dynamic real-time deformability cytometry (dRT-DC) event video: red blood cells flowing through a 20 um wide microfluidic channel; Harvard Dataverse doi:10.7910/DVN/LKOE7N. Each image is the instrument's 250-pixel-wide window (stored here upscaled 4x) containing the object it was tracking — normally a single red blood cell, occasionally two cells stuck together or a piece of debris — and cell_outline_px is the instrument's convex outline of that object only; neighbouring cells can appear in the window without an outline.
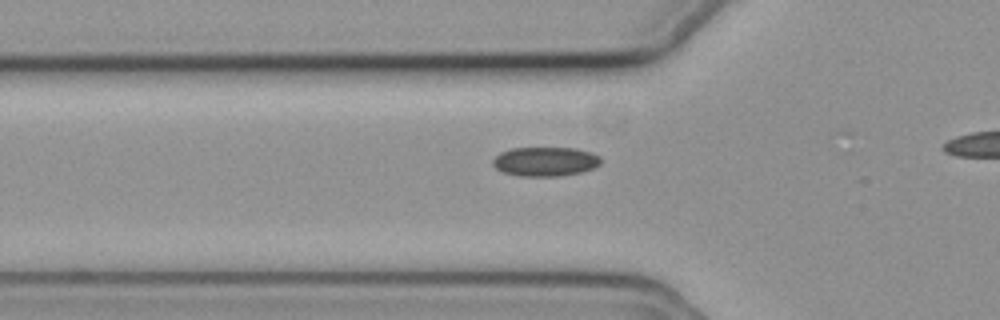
{"species": "common noctule bat (a hibernating species)", "species_latin": "Nyctalus noctula", "temperature_condition": "cold", "stored_images_in_passage": 40, "camera_frame_rate_fps": 3000, "um_per_image_px": 0.085, "animal": {"sex": "female", "body_mass_g": 19.3, "forearm_length_mm": 54.1}, "frame": {"image": 1, "passage_image": 14, "time_ms": 4.333, "image_size_px": [1000, 320], "cell_outline_px": [[600, 164], [592, 168], [580, 172], [560, 176], [520, 176], [504, 172], [496, 168], [492, 164], [492, 160], [500, 152], [512, 148], [576, 148], [592, 152], [600, 156]], "centroid_in_image_um": [46.34, 13.72], "position_along_channel_um": 79.5, "area_um2": 18.38}}
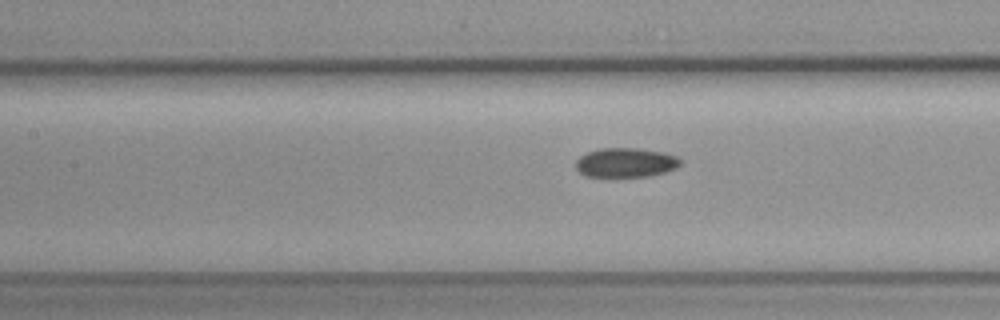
{"frame": {"image": 2, "passage_image": 20, "time_ms": 6.333, "image_size_px": [1000, 320], "cell_outline_px": [[680, 164], [676, 168], [664, 172], [648, 176], [584, 176], [576, 168], [576, 160], [580, 156], [588, 152], [600, 148], [640, 148], [664, 152], [676, 156], [680, 160]], "centroid_in_image_um": [53.18, 13.81], "position_along_channel_um": 154.2, "area_um2": 17.8}}
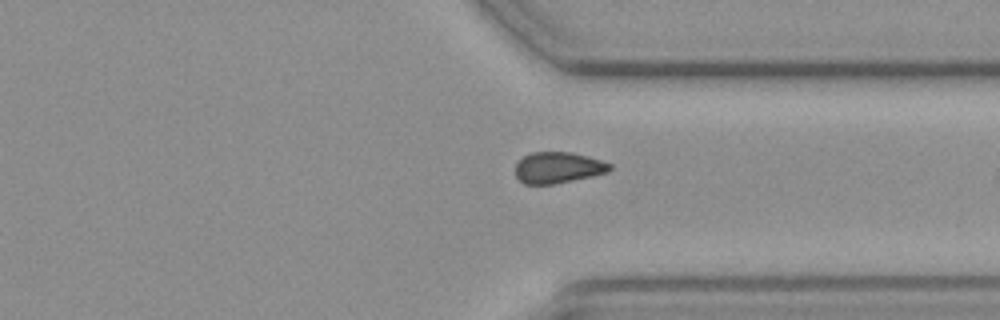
{"frame": {"image": 3, "passage_image": 37, "time_ms": 12.0, "image_size_px": [1000, 320], "cell_outline_px": [[612, 168], [608, 172], [592, 176], [552, 184], [524, 184], [516, 176], [516, 164], [524, 156], [532, 152], [572, 152], [588, 156], [612, 164]], "centroid_in_image_um": [47.44, 14.24], "position_along_channel_um": 364.0, "area_um2": 17.05}}